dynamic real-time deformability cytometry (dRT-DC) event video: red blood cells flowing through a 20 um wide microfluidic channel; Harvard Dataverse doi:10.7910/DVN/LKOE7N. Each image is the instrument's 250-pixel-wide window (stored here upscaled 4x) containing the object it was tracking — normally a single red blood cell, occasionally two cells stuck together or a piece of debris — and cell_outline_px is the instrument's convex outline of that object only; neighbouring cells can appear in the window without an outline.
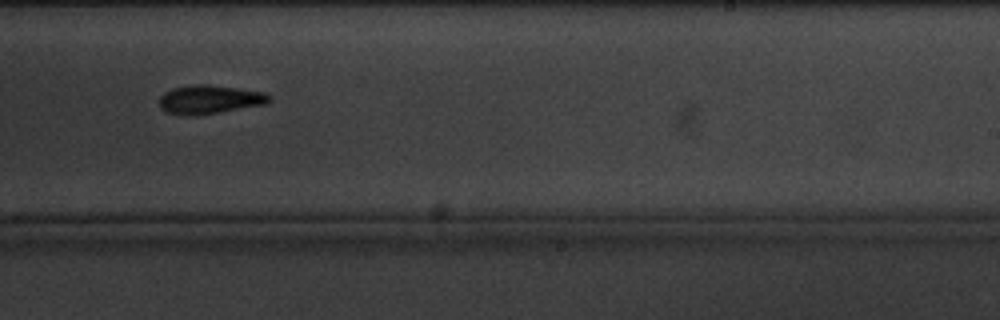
{"species": "common noctule bat (a hibernating species)", "species_latin": "Nyctalus noctula", "temperature_condition": "cold", "stored_images_in_passage": 12, "camera_frame_rate_fps": 3000, "um_per_image_px": 0.085, "animal": {"sex": "male", "body_mass_g": 20.1, "forearm_length_mm": 53.5}, "frame": {"image": 1, "passage_image": 10, "time_ms": 11.667, "image_size_px": [1000, 320], "cell_outline_px": [[272, 100], [268, 104], [216, 112], [168, 112], [160, 108], [160, 96], [164, 92], [172, 88], [192, 84], [208, 84], [264, 92], [272, 96]], "centroid_in_image_um": [17.9, 8.39], "position_along_channel_um": 271.1, "area_um2": 17.63}}